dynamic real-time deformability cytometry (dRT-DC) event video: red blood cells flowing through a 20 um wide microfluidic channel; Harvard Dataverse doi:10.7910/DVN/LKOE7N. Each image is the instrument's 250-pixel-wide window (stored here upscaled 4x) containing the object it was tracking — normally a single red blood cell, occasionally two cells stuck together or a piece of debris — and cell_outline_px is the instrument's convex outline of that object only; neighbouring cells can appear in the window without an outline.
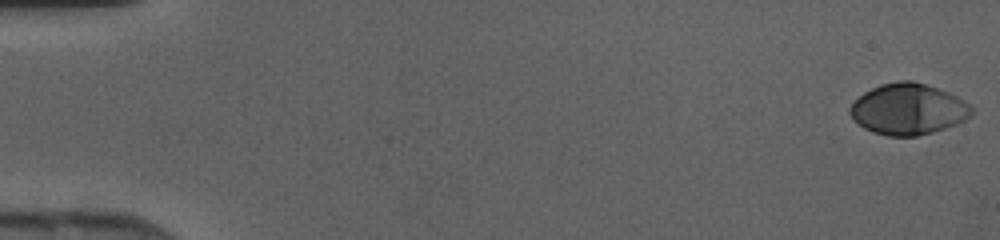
{"species": "human", "species_latin": "Homo sapiens", "temperature_condition": "cold", "stored_images_in_passage": 46, "camera_frame_rate_fps": 3000, "um_per_image_px": 0.085, "donor": {"sex": "female"}, "frame": {"image": 1, "passage_image": 1, "time_ms": 0.0, "image_size_px": [1000, 240], "cell_outline_px": [[972, 112], [964, 120], [956, 124], [932, 132], [916, 136], [888, 136], [872, 132], [864, 128], [848, 112], [848, 108], [864, 92], [880, 84], [900, 80], [912, 80], [948, 92], [964, 100], [972, 108]], "centroid_in_image_um": [77.17, 9.27], "position_along_channel_um": 7.8, "area_um2": 35.84}}
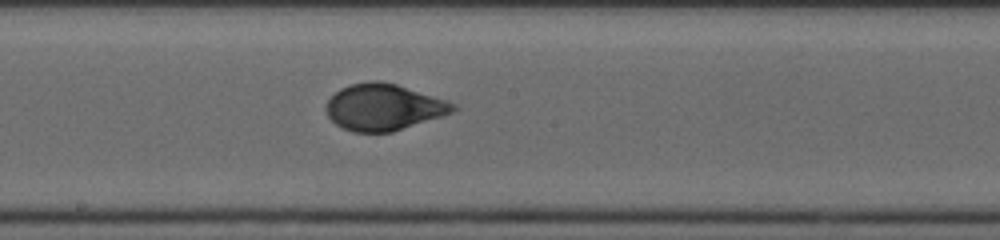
{"frame": {"image": 2, "passage_image": 26, "time_ms": 8.333, "image_size_px": [1000, 240], "cell_outline_px": [[456, 108], [452, 112], [444, 116], [392, 132], [352, 132], [336, 124], [328, 116], [328, 100], [340, 88], [348, 84], [368, 80], [380, 80], [396, 84], [456, 104]], "centroid_in_image_um": [32.6, 9.1], "position_along_channel_um": 215.6, "area_um2": 34.1}}
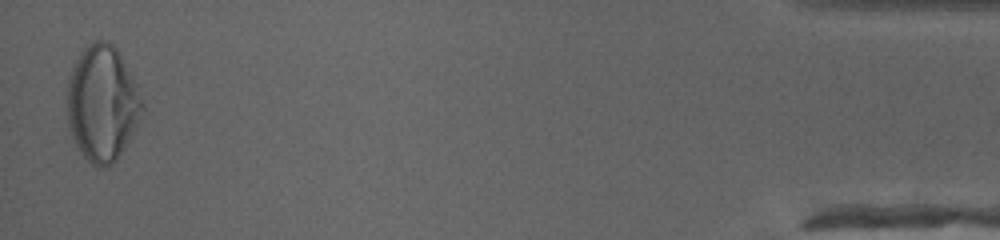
{"frame": {"image": 3, "passage_image": 46, "time_ms": 15.0, "image_size_px": [1000, 240], "cell_outline_px": [[144, 108], [136, 128], [116, 160], [112, 164], [104, 168], [92, 164], [76, 148], [68, 124], [68, 76], [80, 52], [88, 44], [96, 40], [108, 40], [116, 48], [132, 76], [136, 84], [144, 104]], "centroid_in_image_um": [8.69, 8.79], "position_along_channel_um": 426.5, "area_um2": 50.52}}